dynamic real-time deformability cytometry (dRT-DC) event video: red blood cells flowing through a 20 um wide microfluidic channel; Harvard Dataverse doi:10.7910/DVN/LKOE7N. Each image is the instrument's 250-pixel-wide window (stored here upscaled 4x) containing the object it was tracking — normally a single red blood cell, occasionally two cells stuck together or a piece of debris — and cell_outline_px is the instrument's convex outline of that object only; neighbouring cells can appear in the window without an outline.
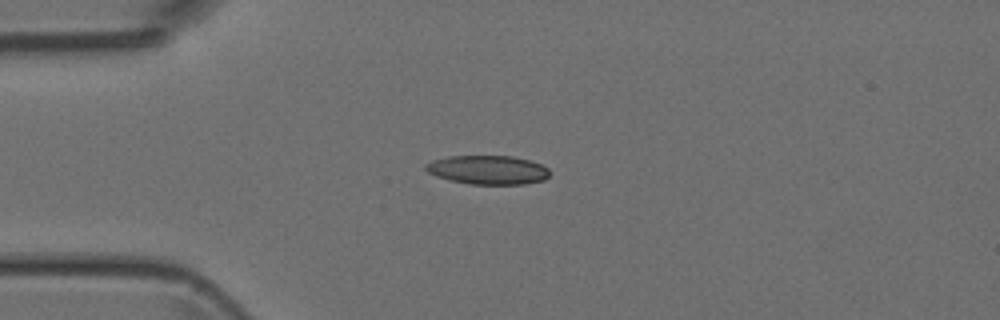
{"species": "Egyptian fruit bat (a non-hibernating species)", "species_latin": "Rousettus aegyptiacus", "temperature_condition": "room temperature", "stored_images_in_passage": 3, "camera_frame_rate_fps": 3000, "um_per_image_px": 0.085, "animal": {"sex": "female"}, "frame": {"image": 1, "passage_image": 3, "time_ms": 2.333, "image_size_px": [1000, 320], "cell_outline_px": [[548, 176], [544, 180], [524, 184], [468, 184], [436, 176], [428, 172], [424, 168], [424, 164], [432, 160], [448, 156], [512, 156], [528, 160], [540, 164], [548, 168]], "centroid_in_image_um": [41.44, 14.44], "position_along_channel_um": 43.6, "area_um2": 20.81}}